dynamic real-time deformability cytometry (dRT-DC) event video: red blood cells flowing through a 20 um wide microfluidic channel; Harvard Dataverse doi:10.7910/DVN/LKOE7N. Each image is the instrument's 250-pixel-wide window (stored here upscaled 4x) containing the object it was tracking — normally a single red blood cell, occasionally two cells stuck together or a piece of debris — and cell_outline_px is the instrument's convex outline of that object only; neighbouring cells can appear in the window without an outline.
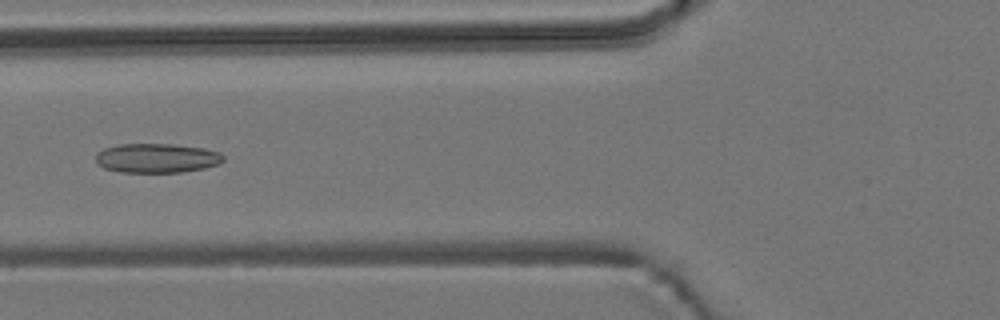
{"species": "common noctule bat (a hibernating species)", "species_latin": "Nyctalus noctula", "temperature_condition": "room temperature", "stored_images_in_passage": 56, "camera_frame_rate_fps": 3000, "um_per_image_px": 0.085, "animal": {"sex": "male", "body_mass_g": 19.2, "forearm_length_mm": 51.8}, "frame": {"image": 1, "passage_image": 21, "time_ms": 6.667, "image_size_px": [1000, 320], "cell_outline_px": [[224, 160], [216, 164], [204, 168], [180, 172], [120, 172], [104, 168], [96, 164], [96, 152], [104, 148], [116, 144], [172, 144], [204, 148], [220, 152], [224, 156]], "centroid_in_image_um": [13.29, 13.43], "position_along_channel_um": 112.5, "area_um2": 21.91}}
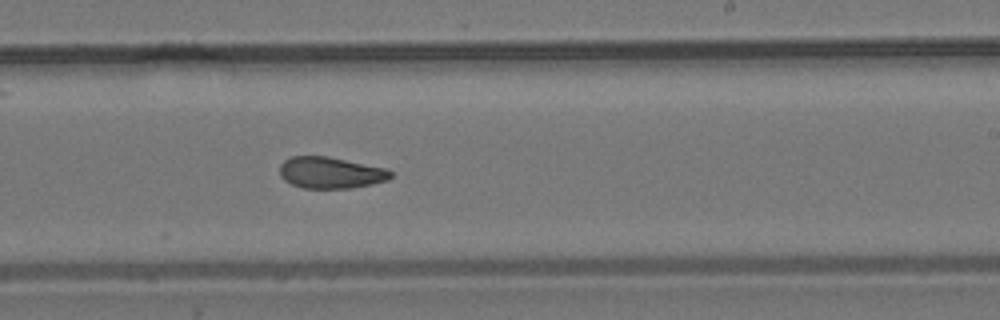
{"frame": {"image": 2, "passage_image": 33, "time_ms": 10.667, "image_size_px": [1000, 320], "cell_outline_px": [[392, 176], [388, 180], [372, 184], [352, 188], [304, 188], [292, 184], [284, 180], [280, 176], [280, 164], [284, 160], [292, 156], [328, 156], [388, 168], [392, 172]], "centroid_in_image_um": [28.12, 14.67], "position_along_channel_um": 260.9, "area_um2": 20.52}}
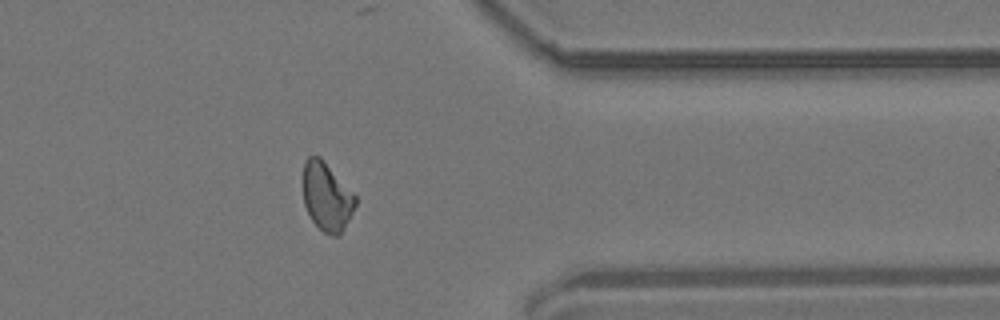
{"frame": {"image": 3, "passage_image": 44, "time_ms": 14.333, "image_size_px": [1000, 320], "cell_outline_px": [[356, 204], [340, 236], [332, 236], [324, 232], [312, 220], [304, 204], [300, 180], [304, 160], [308, 156], [320, 156], [356, 196]], "centroid_in_image_um": [27.71, 16.68], "position_along_channel_um": 383.7, "area_um2": 21.21}, "authors_computed_cell_mechanics": {"area_um2": 21.2126, "velocity_mm_per_s": 3.7113, "shape_relaxation_time_tau1_ms": null, "shape_relaxation_time_tau2_ms": 3.2702, "deformation_change_tau1": null, "deformation_change_tau2": 0.0988}}